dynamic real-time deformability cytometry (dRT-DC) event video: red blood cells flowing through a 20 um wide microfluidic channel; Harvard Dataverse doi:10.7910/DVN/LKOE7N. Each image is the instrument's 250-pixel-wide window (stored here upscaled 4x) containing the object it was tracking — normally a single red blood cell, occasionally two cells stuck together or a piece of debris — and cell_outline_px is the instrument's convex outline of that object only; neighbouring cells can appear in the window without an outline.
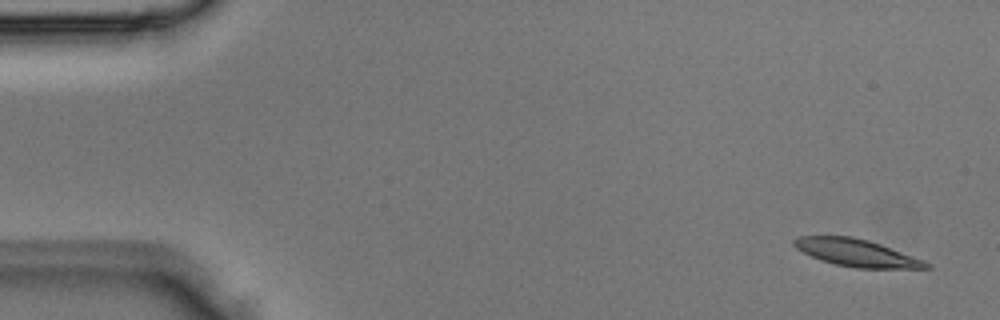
{"species": "Egyptian fruit bat (a non-hibernating species)", "species_latin": "Rousettus aegyptiacus", "temperature_condition": "room temperature", "stored_images_in_passage": 3, "camera_frame_rate_fps": 3000, "um_per_image_px": 0.085, "animal": {"sex": "male"}, "frame": {"image": 1, "passage_image": 1, "time_ms": 0.0, "image_size_px": [1000, 320], "cell_outline_px": [[932, 268], [856, 268], [836, 264], [820, 260], [796, 248], [792, 244], [792, 240], [796, 236], [852, 236], [868, 240], [880, 244], [924, 260], [932, 264]], "centroid_in_image_um": [72.8, 21.48], "position_along_channel_um": 12.2, "area_um2": 20.92}}